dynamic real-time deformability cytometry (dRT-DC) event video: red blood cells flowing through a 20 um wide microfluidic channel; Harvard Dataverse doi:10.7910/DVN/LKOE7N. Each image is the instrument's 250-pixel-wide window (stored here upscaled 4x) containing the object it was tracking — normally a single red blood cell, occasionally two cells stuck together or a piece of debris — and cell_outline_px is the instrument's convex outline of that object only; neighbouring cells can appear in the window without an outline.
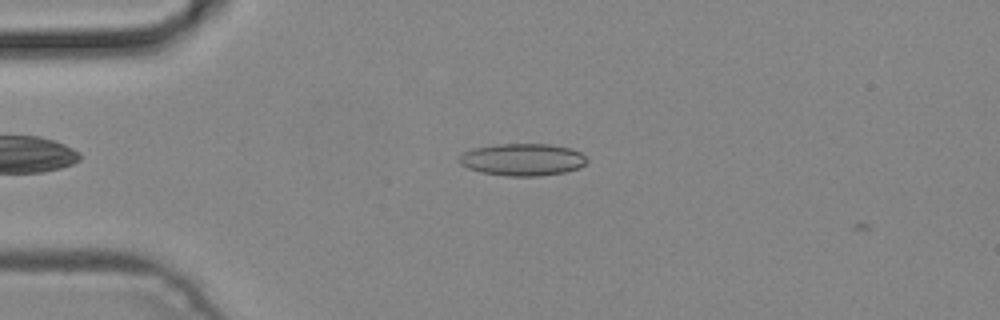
{"species": "common noctule bat (a hibernating species)", "species_latin": "Nyctalus noctula", "temperature_condition": "cold", "stored_images_in_passage": 2, "camera_frame_rate_fps": 3000, "um_per_image_px": 0.085, "animal": {"sex": "male", "body_mass_g": 19.2, "forearm_length_mm": 51.8}, "frame": {"image": 1, "passage_image": 1, "time_ms": 0.0, "image_size_px": [1000, 320], "cell_outline_px": [[588, 160], [580, 168], [564, 172], [540, 176], [504, 176], [480, 172], [468, 168], [460, 164], [456, 160], [464, 152], [472, 148], [500, 144], [552, 144], [572, 148], [580, 152]], "centroid_in_image_um": [44.41, 13.57], "position_along_channel_um": 40.6, "area_um2": 24.16}}